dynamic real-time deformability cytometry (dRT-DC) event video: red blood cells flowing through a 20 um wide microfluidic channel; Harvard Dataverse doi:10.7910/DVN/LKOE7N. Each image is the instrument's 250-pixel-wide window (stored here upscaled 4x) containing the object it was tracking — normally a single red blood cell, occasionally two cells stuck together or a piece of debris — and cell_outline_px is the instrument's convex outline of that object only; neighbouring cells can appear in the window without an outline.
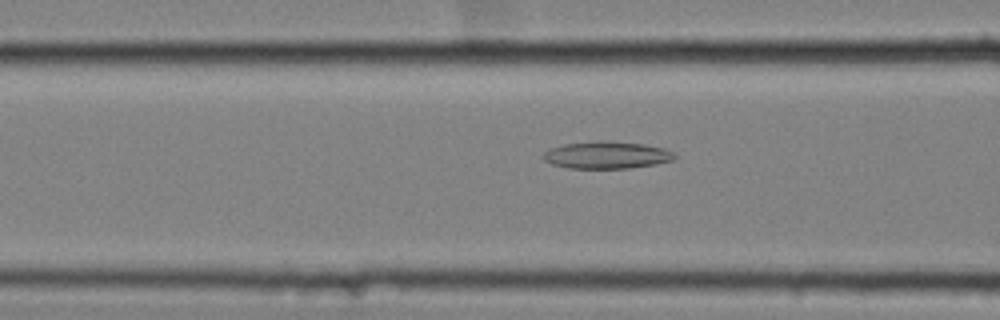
{"species": "common noctule bat (a hibernating species)", "species_latin": "Nyctalus noctula", "temperature_condition": "cold", "stored_images_in_passage": 38, "camera_frame_rate_fps": 3000, "um_per_image_px": 0.085, "animal": {"sex": "female", "body_mass_g": 25.1}, "frame": {"image": 1, "passage_image": 8, "time_ms": 2.333, "image_size_px": [1000, 320], "cell_outline_px": [[676, 156], [672, 160], [656, 164], [632, 168], [568, 168], [552, 164], [544, 160], [544, 152], [548, 148], [564, 144], [596, 140], [608, 140], [644, 144], [664, 148], [676, 152]], "centroid_in_image_um": [51.58, 13.16], "position_along_channel_um": 115.0, "area_um2": 21.1}}
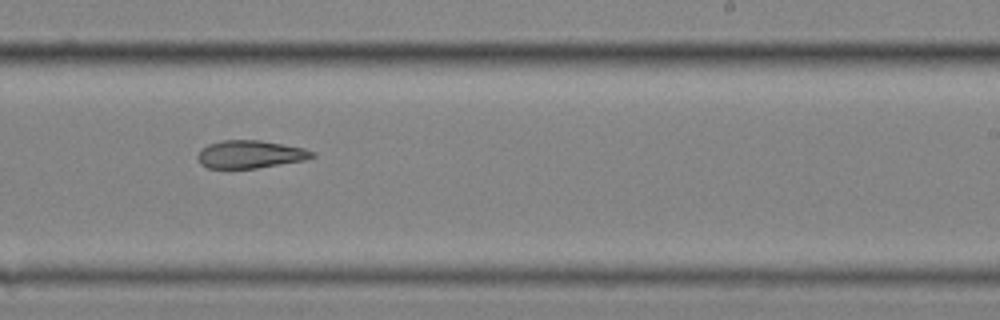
{"frame": {"image": 2, "passage_image": 21, "time_ms": 6.667, "image_size_px": [1000, 320], "cell_outline_px": [[316, 156], [304, 160], [256, 168], [208, 168], [200, 164], [196, 156], [200, 148], [208, 144], [220, 140], [260, 140], [304, 148], [316, 152]], "centroid_in_image_um": [21.23, 13.11], "position_along_channel_um": 267.8, "area_um2": 18.67}}
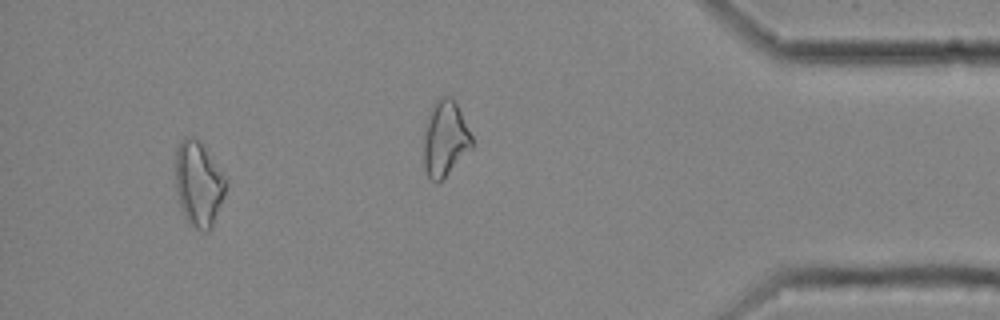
{"frame": {"image": 3, "passage_image": 34, "time_ms": 11.0, "image_size_px": [1000, 320], "cell_outline_px": [[228, 184], [224, 196], [212, 228], [208, 232], [204, 232], [188, 224], [184, 216], [176, 192], [176, 148], [180, 140], [192, 136], [204, 148], [228, 176]], "centroid_in_image_um": [16.91, 15.66], "position_along_channel_um": 418.3, "area_um2": 25.2}}